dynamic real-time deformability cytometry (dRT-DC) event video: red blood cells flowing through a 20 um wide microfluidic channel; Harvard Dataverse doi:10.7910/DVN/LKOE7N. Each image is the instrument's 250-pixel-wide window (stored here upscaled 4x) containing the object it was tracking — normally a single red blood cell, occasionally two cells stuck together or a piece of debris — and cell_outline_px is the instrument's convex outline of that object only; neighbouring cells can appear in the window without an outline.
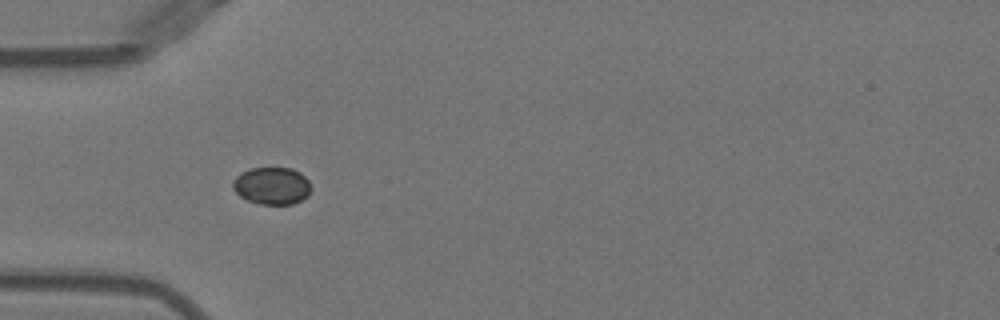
{"species": "Egyptian fruit bat (a non-hibernating species)", "species_latin": "Rousettus aegyptiacus", "temperature_condition": "warm", "stored_images_in_passage": 27, "camera_frame_rate_fps": 3000, "um_per_image_px": 0.085, "animal": {"sex": "female"}, "frame": {"image": 1, "passage_image": 5, "time_ms": 1.333, "image_size_px": [1000, 320], "cell_outline_px": [[312, 188], [308, 196], [292, 204], [260, 204], [248, 200], [240, 196], [232, 188], [232, 180], [240, 172], [252, 168], [292, 168], [300, 172], [308, 180]], "centroid_in_image_um": [23.11, 15.78], "position_along_channel_um": 61.9, "area_um2": 17.11}}
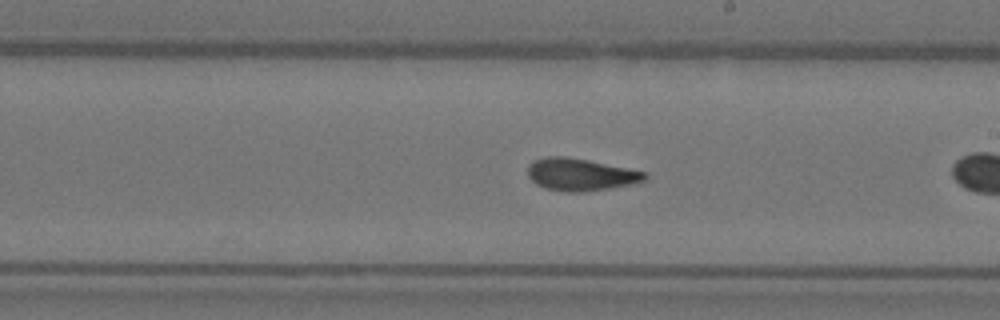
{"frame": {"image": 2, "passage_image": 16, "time_ms": 5.0, "image_size_px": [1000, 320], "cell_outline_px": [[648, 176], [644, 180], [632, 184], [584, 192], [564, 192], [548, 188], [536, 184], [528, 176], [528, 164], [532, 160], [548, 156], [564, 156], [588, 160], [648, 172]], "centroid_in_image_um": [49.34, 14.83], "position_along_channel_um": 239.7, "area_um2": 22.02}}